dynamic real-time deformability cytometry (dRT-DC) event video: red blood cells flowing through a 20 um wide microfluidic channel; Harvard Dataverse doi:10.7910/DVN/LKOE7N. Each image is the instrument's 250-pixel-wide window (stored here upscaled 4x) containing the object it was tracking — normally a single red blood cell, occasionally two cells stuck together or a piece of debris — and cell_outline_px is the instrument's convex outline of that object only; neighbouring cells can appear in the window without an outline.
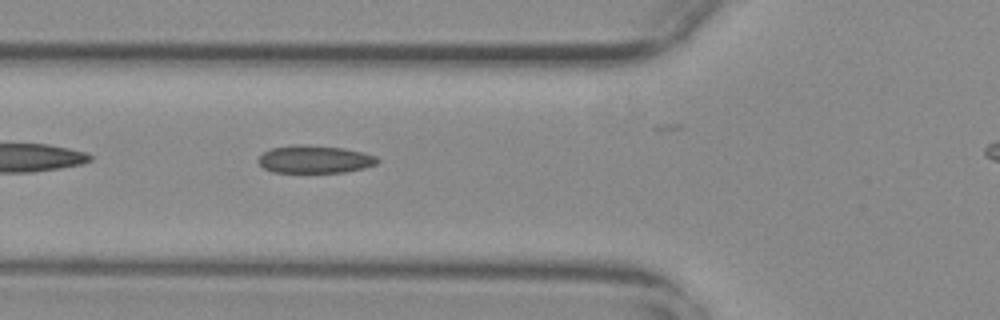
{"species": "common noctule bat (a hibernating species)", "species_latin": "Nyctalus noctula", "temperature_condition": "warm", "stored_images_in_passage": 28, "camera_frame_rate_fps": 3000, "um_per_image_px": 0.085, "animal": {"sex": "female", "body_mass_g": 29.2, "forearm_length_mm": 56.3}, "frame": {"image": 1, "passage_image": 5, "time_ms": 1.333, "image_size_px": [1000, 320], "cell_outline_px": [[380, 160], [376, 164], [364, 168], [344, 172], [272, 172], [264, 168], [256, 160], [264, 152], [272, 148], [292, 144], [304, 144], [344, 148], [376, 156]], "centroid_in_image_um": [26.73, 13.53], "position_along_channel_um": 99.1, "area_um2": 19.25}}
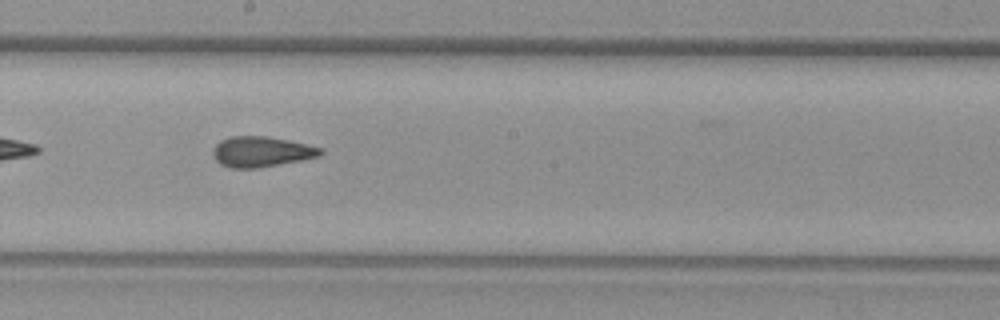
{"frame": {"image": 2, "passage_image": 15, "time_ms": 4.667, "image_size_px": [1000, 320], "cell_outline_px": [[324, 152], [320, 156], [300, 160], [256, 168], [232, 168], [220, 164], [216, 160], [212, 152], [212, 148], [220, 140], [232, 136], [264, 136], [288, 140], [324, 148]], "centroid_in_image_um": [22.21, 12.89], "position_along_channel_um": 226.0, "area_um2": 19.02}}
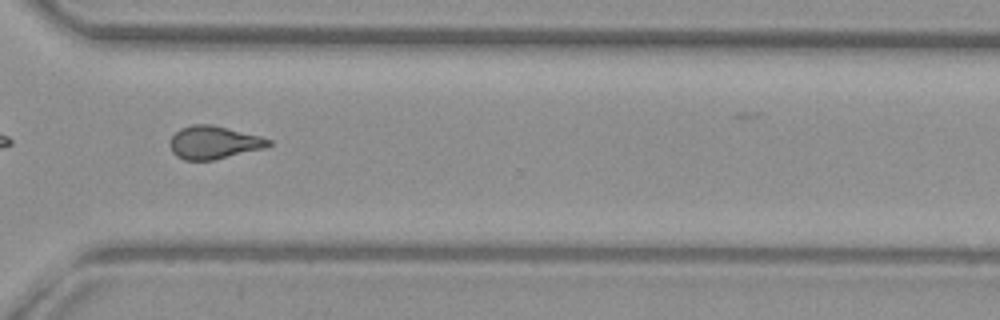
{"frame": {"image": 3, "passage_image": 25, "time_ms": 8.0, "image_size_px": [1000, 320], "cell_outline_px": [[272, 144], [264, 148], [212, 160], [184, 160], [176, 156], [172, 152], [168, 144], [168, 140], [180, 128], [192, 124], [212, 124], [260, 136], [272, 140]], "centroid_in_image_um": [18.13, 12.1], "position_along_channel_um": 352.5, "area_um2": 19.02}}